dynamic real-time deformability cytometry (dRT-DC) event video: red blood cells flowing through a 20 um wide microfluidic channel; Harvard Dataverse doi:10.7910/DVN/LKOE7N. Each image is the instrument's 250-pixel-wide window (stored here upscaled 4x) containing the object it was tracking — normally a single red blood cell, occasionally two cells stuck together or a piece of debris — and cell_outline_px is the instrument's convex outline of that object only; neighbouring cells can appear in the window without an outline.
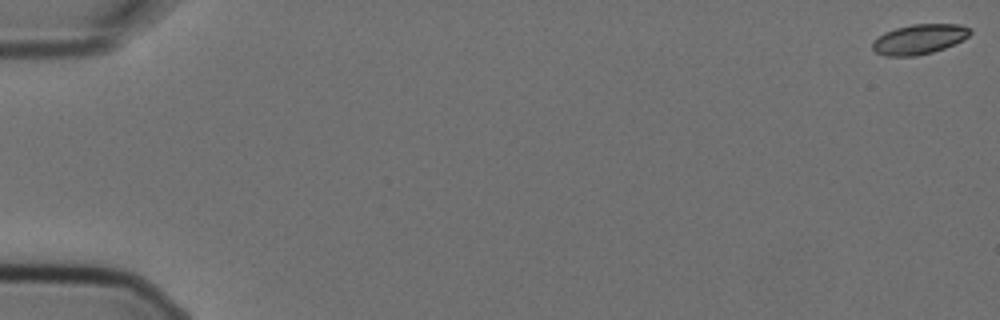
{"species": "Egyptian fruit bat (a non-hibernating species)", "species_latin": "Rousettus aegyptiacus", "temperature_condition": "cold", "stored_images_in_passage": 6, "camera_frame_rate_fps": 3000, "um_per_image_px": 0.085, "animal": {"sex": "female"}, "frame": {"image": 1, "passage_image": 1, "time_ms": 0.0, "image_size_px": [1000, 320], "cell_outline_px": [[972, 32], [968, 36], [944, 48], [932, 52], [916, 56], [884, 56], [876, 52], [872, 48], [872, 44], [884, 32], [896, 28], [912, 24], [960, 24], [972, 28]], "centroid_in_image_um": [78.14, 3.32], "position_along_channel_um": 6.9, "area_um2": 16.88}}
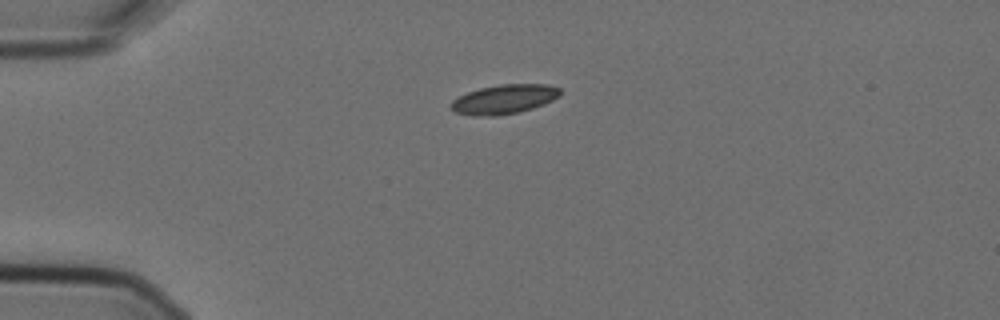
{"frame": {"image": 2, "passage_image": 5, "time_ms": 1.333, "image_size_px": [1000, 320], "cell_outline_px": [[560, 96], [544, 104], [520, 112], [496, 116], [472, 116], [456, 112], [452, 108], [452, 100], [468, 92], [480, 88], [500, 84], [548, 84], [560, 88]], "centroid_in_image_um": [42.88, 8.43], "position_along_channel_um": 42.1, "area_um2": 18.61}}